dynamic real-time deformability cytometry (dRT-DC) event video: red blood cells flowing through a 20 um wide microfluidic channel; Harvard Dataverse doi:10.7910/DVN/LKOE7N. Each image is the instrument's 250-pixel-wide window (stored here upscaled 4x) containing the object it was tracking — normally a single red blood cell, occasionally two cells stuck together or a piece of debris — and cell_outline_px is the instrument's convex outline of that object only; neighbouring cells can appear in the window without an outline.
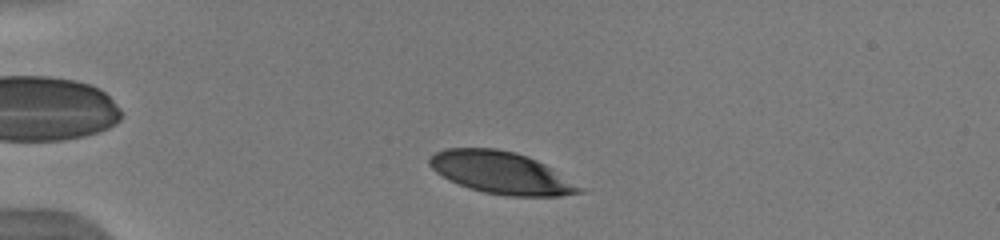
{"species": "human", "species_latin": "Homo sapiens", "temperature_condition": "warm", "stored_images_in_passage": 44, "camera_frame_rate_fps": 3000, "um_per_image_px": 0.085, "donor": {"sex": "male"}, "frame": {"image": 1, "passage_image": 5, "time_ms": 1.333, "image_size_px": [1000, 240], "cell_outline_px": [[584, 192], [560, 196], [508, 196], [484, 192], [468, 188], [448, 180], [436, 172], [428, 164], [428, 160], [436, 152], [444, 148], [496, 148], [516, 152], [528, 156], [552, 168], [584, 188]], "centroid_in_image_um": [42.6, 14.68], "position_along_channel_um": 42.4, "area_um2": 36.88}}
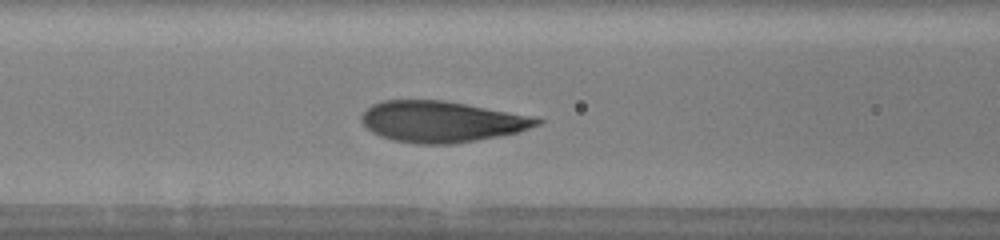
{"frame": {"image": 2, "passage_image": 15, "time_ms": 4.667, "image_size_px": [1000, 240], "cell_outline_px": [[544, 120], [540, 124], [520, 132], [476, 140], [452, 144], [416, 144], [392, 140], [380, 136], [372, 132], [360, 120], [360, 116], [372, 104], [384, 100], [444, 100], [536, 116]], "centroid_in_image_um": [37.56, 10.33], "position_along_channel_um": 129.0, "area_um2": 42.25}}
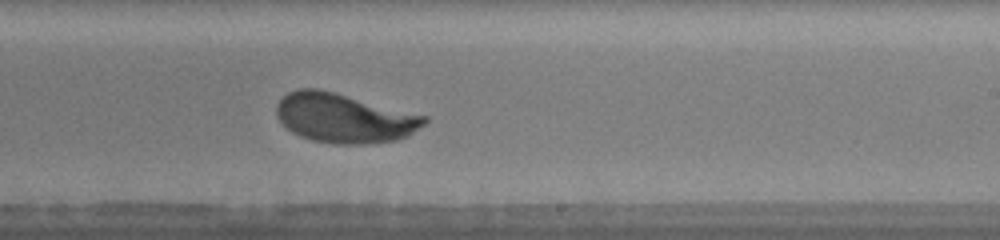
{"frame": {"image": 3, "passage_image": 25, "time_ms": 8.0, "image_size_px": [1000, 240], "cell_outline_px": [[428, 120], [424, 124], [408, 136], [396, 140], [364, 144], [336, 144], [312, 140], [300, 136], [292, 132], [276, 116], [276, 104], [288, 92], [300, 88], [320, 88], [428, 116]], "centroid_in_image_um": [29.26, 10.03], "position_along_channel_um": 259.7, "area_um2": 42.54}, "authors_computed_cell_mechanics": {"area_um2": 42.1362, "velocity_mm_per_s": 3.932, "shape_relaxation_time_tau1_ms": 2.2801, "shape_relaxation_time_tau2_ms": null, "deformation_change_tau1": 0.1659, "deformation_change_tau2": null}}